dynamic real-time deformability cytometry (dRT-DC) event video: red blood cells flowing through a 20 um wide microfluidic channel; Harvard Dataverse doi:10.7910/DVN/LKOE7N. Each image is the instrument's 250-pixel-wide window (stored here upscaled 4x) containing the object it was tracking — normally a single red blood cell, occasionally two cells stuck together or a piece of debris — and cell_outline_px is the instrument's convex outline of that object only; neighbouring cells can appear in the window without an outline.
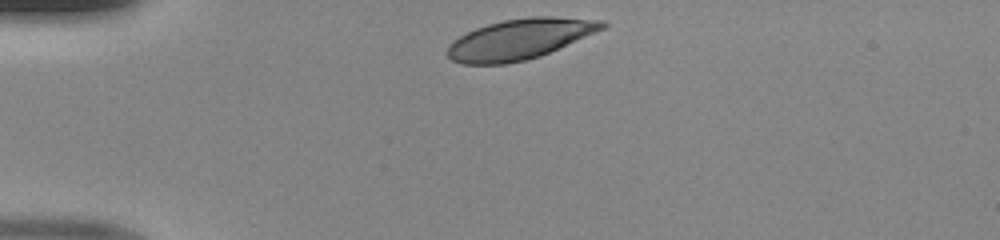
{"species": "human", "species_latin": "Homo sapiens", "temperature_condition": "room temperature", "stored_images_in_passage": 30, "camera_frame_rate_fps": 3000, "um_per_image_px": 0.085, "donor": {"sex": "male"}, "frame": {"image": 1, "passage_image": 1, "time_ms": 0.0, "image_size_px": [1000, 240], "cell_outline_px": [[608, 24], [604, 28], [540, 56], [524, 60], [504, 64], [464, 64], [452, 60], [448, 56], [448, 48], [460, 36], [476, 28], [488, 24], [504, 20], [532, 16], [552, 16], [604, 20]], "centroid_in_image_um": [44.2, 3.31], "position_along_channel_um": 40.8, "area_um2": 35.89}}
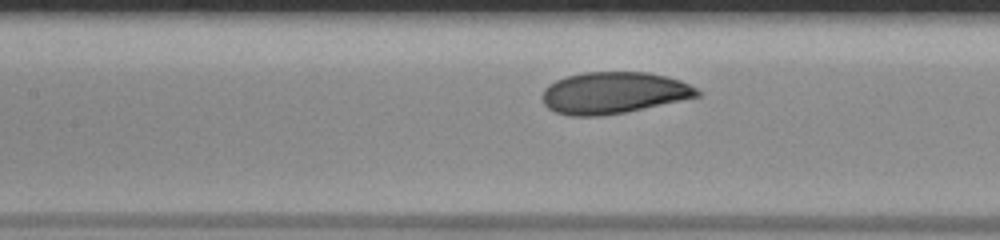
{"frame": {"image": 2, "passage_image": 12, "time_ms": 3.667, "image_size_px": [1000, 240], "cell_outline_px": [[700, 96], [624, 112], [600, 116], [572, 116], [556, 112], [548, 108], [544, 104], [544, 88], [548, 84], [556, 80], [568, 76], [584, 72], [648, 72], [680, 80], [696, 88], [700, 92]], "centroid_in_image_um": [52.14, 7.88], "position_along_channel_um": 155.3, "area_um2": 37.22}}
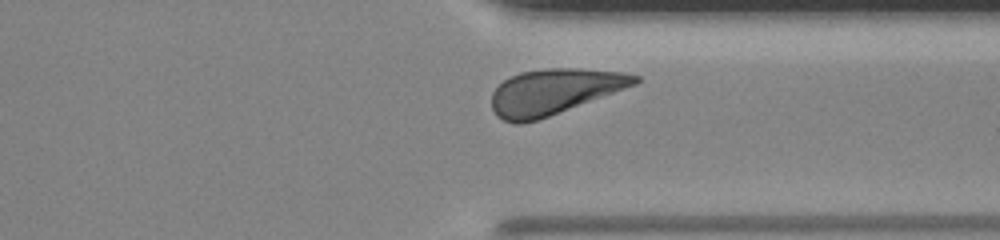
{"frame": {"image": 3, "passage_image": 27, "time_ms": 8.667, "image_size_px": [1000, 240], "cell_outline_px": [[640, 80], [636, 84], [548, 116], [536, 120], [520, 124], [516, 124], [504, 120], [496, 116], [492, 108], [492, 92], [504, 80], [520, 72], [544, 68], [580, 68], [624, 72], [640, 76]], "centroid_in_image_um": [47.08, 7.77], "position_along_channel_um": 364.3, "area_um2": 37.63}}